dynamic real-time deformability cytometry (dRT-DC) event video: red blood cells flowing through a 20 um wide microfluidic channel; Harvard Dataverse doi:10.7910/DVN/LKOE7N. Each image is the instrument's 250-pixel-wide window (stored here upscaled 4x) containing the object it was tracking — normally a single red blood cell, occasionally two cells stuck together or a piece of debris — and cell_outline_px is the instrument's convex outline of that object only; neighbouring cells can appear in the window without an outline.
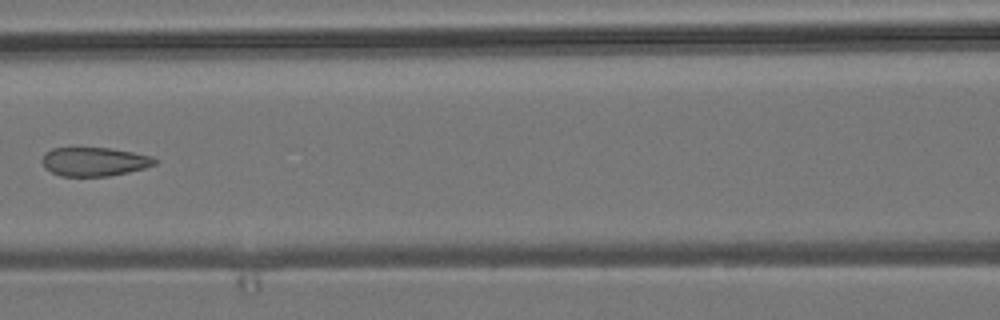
{"species": "common noctule bat (a hibernating species)", "species_latin": "Nyctalus noctula", "temperature_condition": "room temperature", "stored_images_in_passage": 6, "camera_frame_rate_fps": 3000, "um_per_image_px": 0.085, "animal": {"sex": "male", "body_mass_g": 19.2, "forearm_length_mm": 51.8}, "frame": {"image": 1, "passage_image": 6, "time_ms": 6.0, "image_size_px": [1000, 320], "cell_outline_px": [[156, 164], [144, 168], [128, 172], [108, 176], [60, 176], [44, 168], [44, 152], [52, 148], [112, 148], [152, 156], [156, 160]], "centroid_in_image_um": [8.02, 13.74], "position_along_channel_um": 158.6, "area_um2": 18.79}}